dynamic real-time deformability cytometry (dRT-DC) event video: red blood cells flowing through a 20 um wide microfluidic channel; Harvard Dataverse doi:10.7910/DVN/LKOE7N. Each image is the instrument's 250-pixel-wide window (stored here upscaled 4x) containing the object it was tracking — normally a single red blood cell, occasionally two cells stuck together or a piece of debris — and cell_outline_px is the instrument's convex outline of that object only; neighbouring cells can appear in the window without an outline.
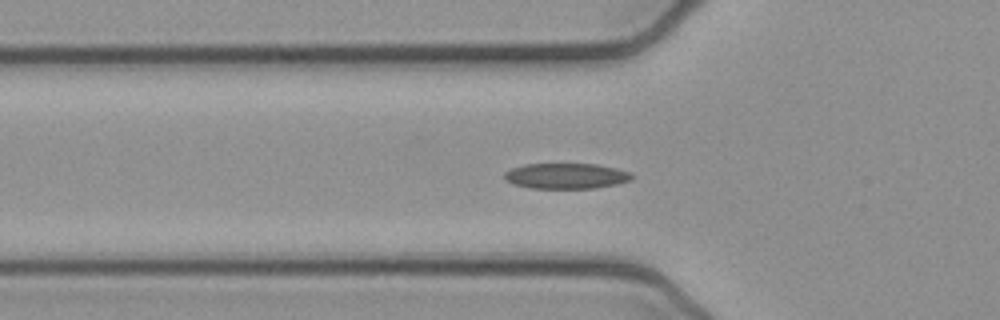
{"species": "common noctule bat (a hibernating species)", "species_latin": "Nyctalus noctula", "temperature_condition": "cold", "stored_images_in_passage": 46, "camera_frame_rate_fps": 3000, "um_per_image_px": 0.085, "animal": {"sex": "female", "body_mass_g": 21.9}, "frame": {"image": 1, "passage_image": 17, "time_ms": 5.333, "image_size_px": [1000, 320], "cell_outline_px": [[636, 176], [632, 180], [616, 184], [596, 188], [532, 188], [512, 184], [504, 180], [504, 172], [512, 168], [524, 164], [596, 164], [616, 168], [632, 172]], "centroid_in_image_um": [48.15, 14.95], "position_along_channel_um": 77.7, "area_um2": 19.19}}
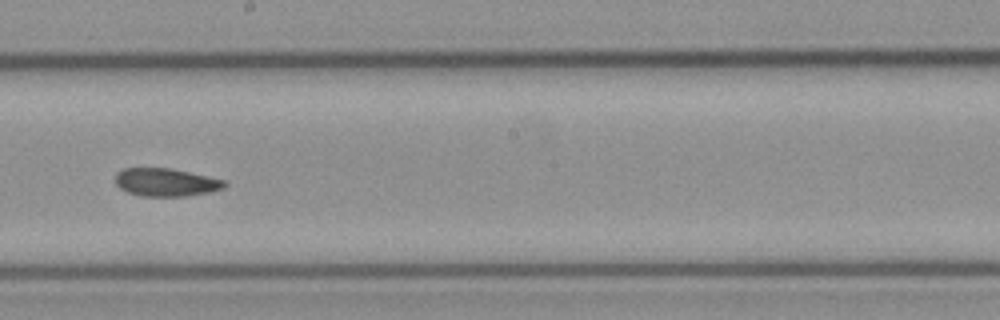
{"frame": {"image": 2, "passage_image": 29, "time_ms": 9.333, "image_size_px": [1000, 320], "cell_outline_px": [[228, 184], [224, 188], [208, 192], [184, 196], [140, 196], [128, 192], [120, 188], [116, 184], [116, 172], [124, 168], [168, 168], [188, 172], [224, 180]], "centroid_in_image_um": [14.08, 15.49], "position_along_channel_um": 234.1, "area_um2": 17.63}}
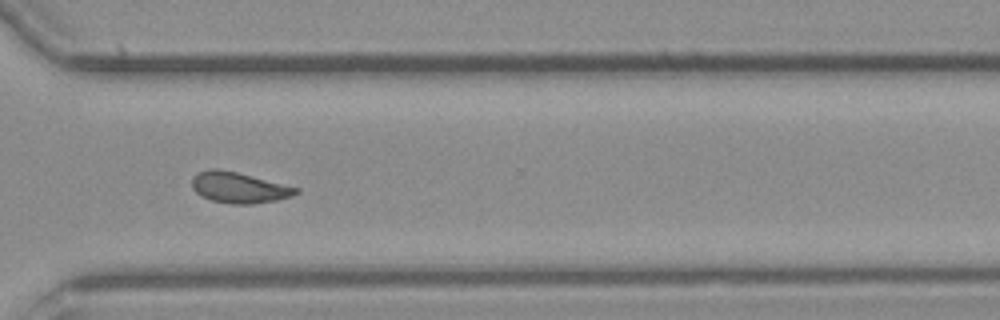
{"frame": {"image": 3, "passage_image": 38, "time_ms": 12.333, "image_size_px": [1000, 320], "cell_outline_px": [[300, 192], [292, 196], [276, 200], [252, 204], [232, 204], [212, 200], [200, 196], [192, 188], [192, 176], [196, 172], [208, 168], [216, 168], [236, 172], [300, 188]], "centroid_in_image_um": [20.28, 15.94], "position_along_channel_um": 350.3, "area_um2": 18.79}, "authors_computed_cell_mechanics": {"area_um2": 18.5249, "velocity_mm_per_s": 3.8789, "shape_relaxation_time_tau1_ms": 8.185, "shape_relaxation_time_tau2_ms": 3.1576, "deformation_change_tau1": 0.1869, "deformation_change_tau2": 0.0949}}